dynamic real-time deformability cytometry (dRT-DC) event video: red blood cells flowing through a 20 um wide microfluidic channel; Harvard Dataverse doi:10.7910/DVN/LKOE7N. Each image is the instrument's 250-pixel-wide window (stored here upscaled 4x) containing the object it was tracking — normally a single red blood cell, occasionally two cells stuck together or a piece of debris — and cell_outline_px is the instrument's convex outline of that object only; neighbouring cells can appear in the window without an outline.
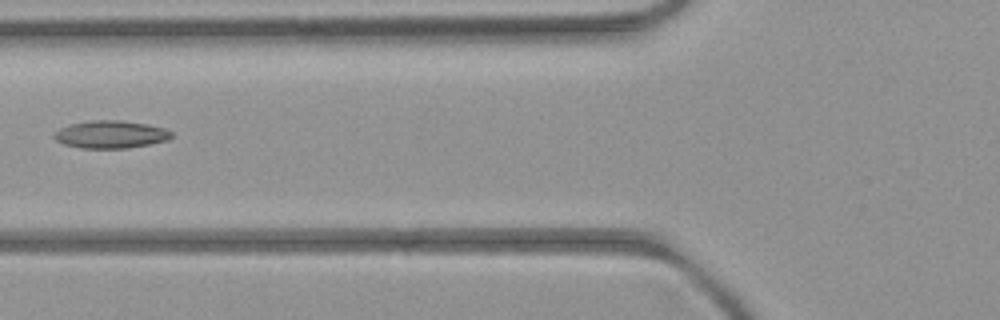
{"species": "common noctule bat (a hibernating species)", "species_latin": "Nyctalus noctula", "temperature_condition": "room temperature", "stored_images_in_passage": 6, "camera_frame_rate_fps": 3000, "um_per_image_px": 0.085, "animal": {"sex": "female", "body_mass_g": 21.9}, "frame": {"image": 1, "passage_image": 5, "time_ms": 5.333, "image_size_px": [1000, 320], "cell_outline_px": [[172, 136], [168, 140], [128, 148], [80, 148], [64, 144], [56, 140], [52, 136], [60, 128], [68, 124], [88, 120], [120, 120], [148, 124], [164, 128], [172, 132]], "centroid_in_image_um": [9.39, 11.42], "position_along_channel_um": 116.4, "area_um2": 18.96}}
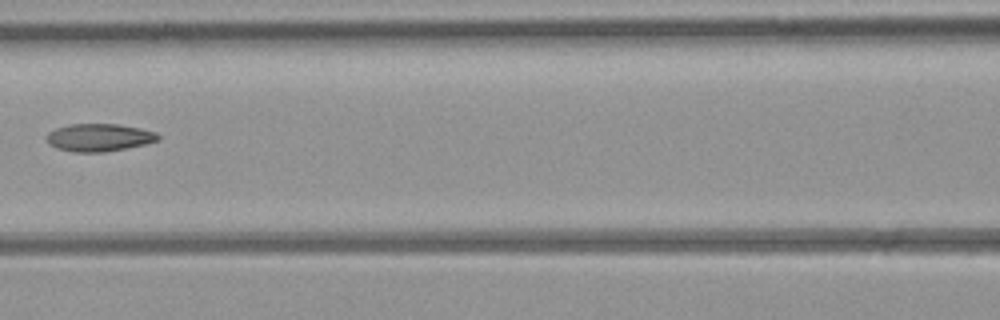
{"frame": {"image": 2, "passage_image": 6, "time_ms": 6.333, "image_size_px": [1000, 320], "cell_outline_px": [[160, 140], [144, 144], [104, 152], [72, 152], [56, 148], [48, 144], [44, 136], [48, 132], [56, 128], [68, 124], [116, 124], [140, 128], [156, 132], [160, 136]], "centroid_in_image_um": [8.37, 11.68], "position_along_channel_um": 158.2, "area_um2": 18.09}}